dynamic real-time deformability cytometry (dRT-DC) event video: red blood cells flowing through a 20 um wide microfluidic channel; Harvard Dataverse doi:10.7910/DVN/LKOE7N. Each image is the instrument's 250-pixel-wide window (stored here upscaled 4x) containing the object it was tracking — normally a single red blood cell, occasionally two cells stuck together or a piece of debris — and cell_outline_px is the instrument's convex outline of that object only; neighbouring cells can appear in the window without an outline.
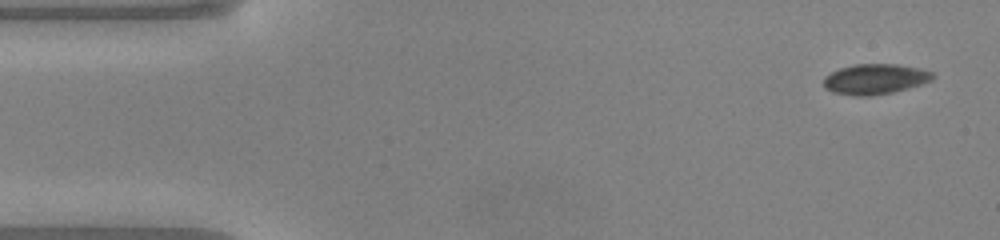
{"species": "common noctule bat (a hibernating species)", "species_latin": "Nyctalus noctula", "temperature_condition": "warm", "stored_images_in_passage": 47, "camera_frame_rate_fps": 3000, "um_per_image_px": 0.085, "animal": {"sex": "male", "body_mass_g": 20.0, "forearm_length_mm": 53.3}, "frame": {"image": 1, "passage_image": 1, "time_ms": 0.0, "image_size_px": [1000, 240], "cell_outline_px": [[936, 76], [932, 80], [908, 88], [892, 92], [868, 96], [852, 96], [832, 92], [824, 88], [824, 76], [840, 68], [856, 64], [896, 64], [920, 68], [932, 72]], "centroid_in_image_um": [74.37, 6.72], "position_along_channel_um": 10.6, "area_um2": 19.31}}
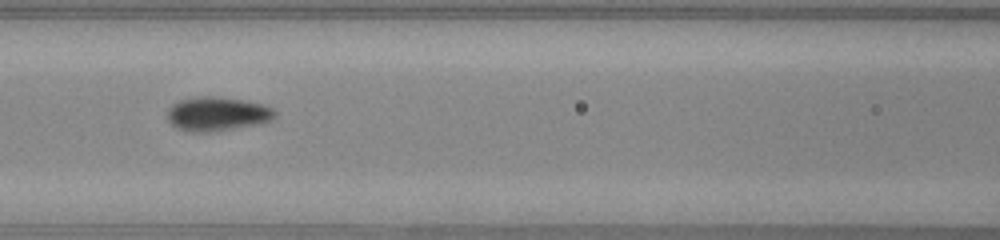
{"frame": {"image": 2, "passage_image": 19, "time_ms": 6.0, "image_size_px": [1000, 240], "cell_outline_px": [[276, 116], [272, 120], [256, 124], [212, 132], [188, 132], [176, 128], [168, 120], [168, 108], [172, 104], [180, 100], [196, 96], [212, 96], [244, 100], [264, 104], [272, 108], [276, 112]], "centroid_in_image_um": [18.45, 9.68], "position_along_channel_um": 148.2, "area_um2": 21.44}}
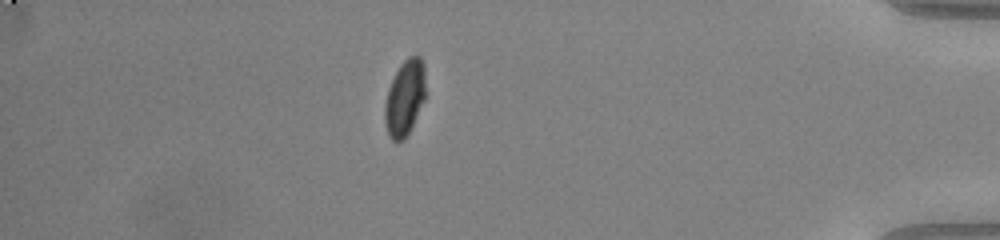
{"frame": {"image": 3, "passage_image": 41, "time_ms": 13.333, "image_size_px": [1000, 240], "cell_outline_px": [[424, 100], [404, 140], [396, 144], [388, 136], [384, 120], [384, 104], [388, 88], [400, 64], [408, 56], [420, 56], [424, 64]], "centroid_in_image_um": [34.37, 8.34], "position_along_channel_um": 400.8, "area_um2": 17.92}, "authors_computed_cell_mechanics": {"area_um2": 19.363, "velocity_mm_per_s": 4.0937, "shape_relaxation_time_tau1_ms": 1.9927, "shape_relaxation_time_tau2_ms": null, "deformation_change_tau1": 0.1013, "deformation_change_tau2": null}}